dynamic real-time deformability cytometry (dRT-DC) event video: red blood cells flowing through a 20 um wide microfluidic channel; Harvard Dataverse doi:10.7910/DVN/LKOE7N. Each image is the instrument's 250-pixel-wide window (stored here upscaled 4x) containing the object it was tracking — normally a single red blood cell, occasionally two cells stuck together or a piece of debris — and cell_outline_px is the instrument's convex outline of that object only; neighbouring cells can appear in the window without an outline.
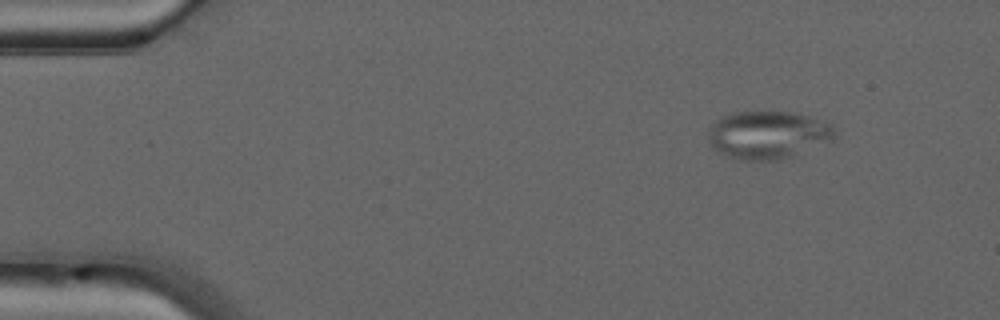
{"species": "common noctule bat (a hibernating species)", "species_latin": "Nyctalus noctula", "temperature_condition": "warm", "stored_images_in_passage": 44, "camera_frame_rate_fps": 3000, "um_per_image_px": 0.085, "animal": {"sex": "male", "forearm_length_mm": 52.5}, "frame": {"image": 1, "passage_image": 1, "time_ms": 0.0, "image_size_px": [1000, 320], "cell_outline_px": [[836, 136], [832, 140], [792, 156], [776, 160], [736, 160], [712, 148], [708, 140], [708, 132], [712, 124], [716, 120], [724, 116], [736, 112], [792, 112], [808, 116], [832, 124], [836, 132]], "centroid_in_image_um": [65.26, 11.47], "position_along_channel_um": 19.7, "area_um2": 35.2}}
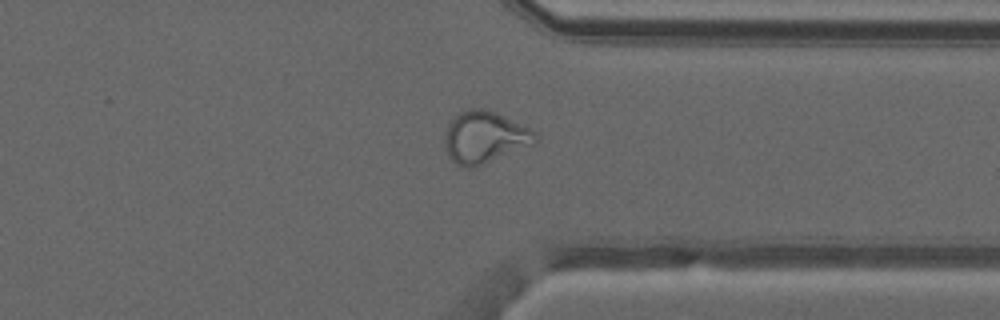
{"frame": {"image": 2, "passage_image": 33, "time_ms": 10.667, "image_size_px": [1000, 320], "cell_outline_px": [[540, 136], [532, 144], [472, 168], [468, 168], [456, 164], [448, 156], [444, 140], [444, 136], [448, 124], [452, 116], [460, 112], [472, 108], [480, 108], [496, 112], [536, 132]], "centroid_in_image_um": [41.15, 11.65], "position_along_channel_um": 370.3, "area_um2": 27.05}}
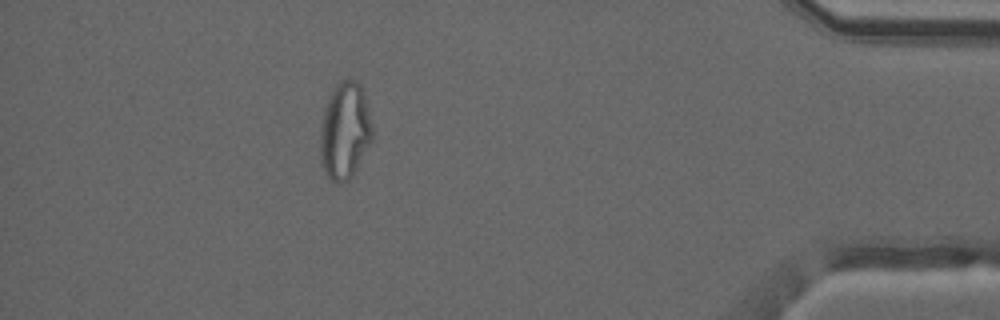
{"frame": {"image": 3, "passage_image": 39, "time_ms": 12.667, "image_size_px": [1000, 320], "cell_outline_px": [[372, 140], [352, 176], [348, 180], [340, 184], [336, 184], [324, 172], [320, 160], [320, 128], [324, 108], [328, 96], [336, 84], [340, 80], [356, 80], [360, 84], [364, 92], [372, 128]], "centroid_in_image_um": [29.29, 11.12], "position_along_channel_um": 405.9, "area_um2": 29.59}, "authors_computed_cell_mechanics": {"area_um2": 28.8422, "velocity_mm_per_s": 4.1754, "shape_relaxation_time_tau1_ms": null, "shape_relaxation_time_tau2_ms": 1.2453, "deformation_change_tau1": null, "deformation_change_tau2": 0.0763}}